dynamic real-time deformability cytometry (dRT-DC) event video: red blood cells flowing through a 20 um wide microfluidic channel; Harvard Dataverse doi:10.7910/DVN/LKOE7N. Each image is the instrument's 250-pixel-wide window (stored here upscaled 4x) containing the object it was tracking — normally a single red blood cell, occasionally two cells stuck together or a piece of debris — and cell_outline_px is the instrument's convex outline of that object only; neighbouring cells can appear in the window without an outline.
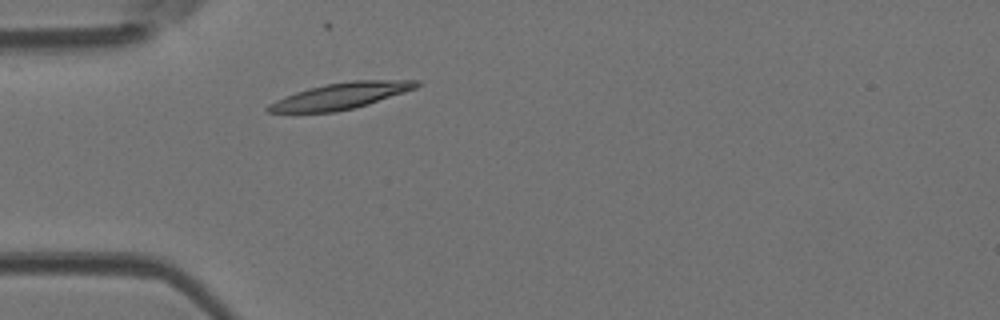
{"species": "Egyptian fruit bat (a non-hibernating species)", "species_latin": "Rousettus aegyptiacus", "temperature_condition": "room temperature", "stored_images_in_passage": 2, "camera_frame_rate_fps": 3000, "um_per_image_px": 0.085, "animal": {"sex": "female"}, "frame": {"image": 1, "passage_image": 2, "time_ms": 0.333, "image_size_px": [1000, 320], "cell_outline_px": [[420, 84], [416, 88], [368, 104], [336, 112], [268, 112], [264, 108], [268, 104], [284, 96], [308, 88], [328, 84], [352, 80], [420, 80]], "centroid_in_image_um": [28.94, 8.15], "position_along_channel_um": 56.1, "area_um2": 22.43}}